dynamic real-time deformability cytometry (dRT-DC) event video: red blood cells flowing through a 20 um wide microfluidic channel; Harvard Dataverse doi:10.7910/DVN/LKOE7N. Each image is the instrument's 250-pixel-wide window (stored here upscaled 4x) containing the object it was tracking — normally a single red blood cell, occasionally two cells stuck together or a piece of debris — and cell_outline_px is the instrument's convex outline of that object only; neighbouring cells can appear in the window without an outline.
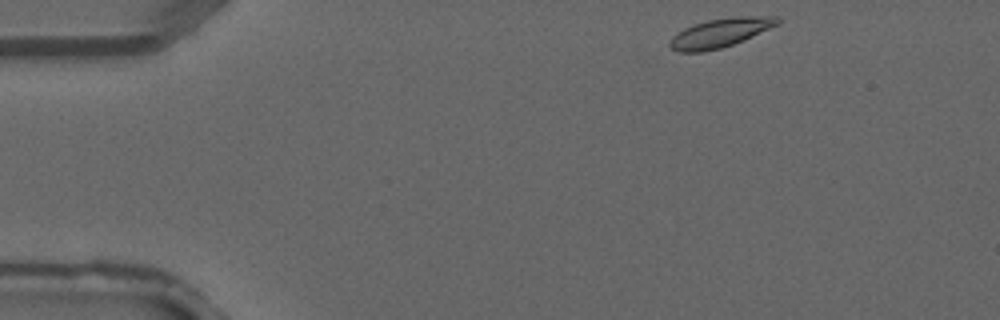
{"species": "common noctule bat (a hibernating species)", "species_latin": "Nyctalus noctula", "temperature_condition": "warm", "stored_images_in_passage": 3, "camera_frame_rate_fps": 3000, "um_per_image_px": 0.085, "animal": {"sex": "male", "forearm_length_mm": 52.5}, "frame": {"image": 1, "passage_image": 1, "time_ms": 0.0, "image_size_px": [1000, 320], "cell_outline_px": [[780, 24], [744, 40], [720, 48], [704, 52], [680, 52], [672, 48], [668, 44], [672, 36], [684, 28], [692, 24], [708, 20], [736, 16], [776, 16], [780, 20]], "centroid_in_image_um": [61.23, 2.78], "position_along_channel_um": 23.8, "area_um2": 18.21}}
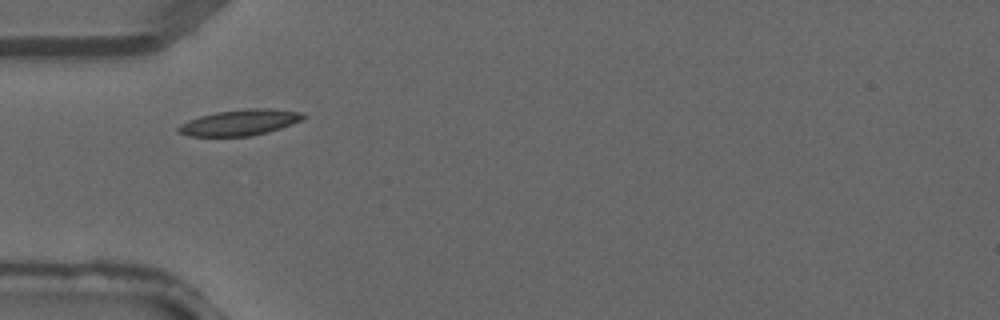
{"frame": {"image": 2, "passage_image": 3, "time_ms": 0.667, "image_size_px": [1000, 320], "cell_outline_px": [[308, 116], [304, 120], [268, 132], [252, 136], [188, 136], [176, 132], [176, 128], [180, 124], [188, 120], [200, 116], [216, 112], [248, 108], [268, 108], [304, 112]], "centroid_in_image_um": [20.42, 10.41], "position_along_channel_um": 64.6, "area_um2": 19.13}}